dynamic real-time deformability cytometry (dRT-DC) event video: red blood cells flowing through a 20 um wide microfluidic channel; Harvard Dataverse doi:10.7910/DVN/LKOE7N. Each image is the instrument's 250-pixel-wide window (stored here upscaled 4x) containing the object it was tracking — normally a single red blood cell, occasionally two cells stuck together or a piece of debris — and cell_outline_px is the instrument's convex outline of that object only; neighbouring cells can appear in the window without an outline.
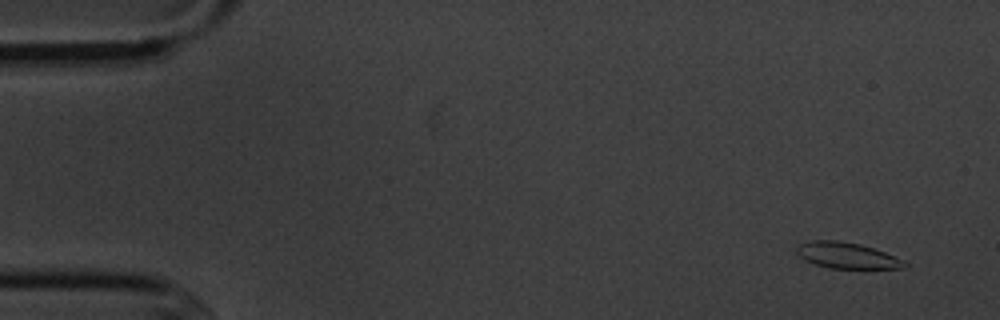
{"species": "common noctule bat (a hibernating species)", "species_latin": "Nyctalus noctula", "temperature_condition": "cold", "stored_images_in_passage": 6, "camera_frame_rate_fps": 3000, "um_per_image_px": 0.085, "animal": {"sex": "male", "body_mass_g": 20.1, "forearm_length_mm": 53.5}, "frame": {"image": 1, "passage_image": 1, "time_ms": 0.0, "image_size_px": [1000, 320], "cell_outline_px": [[908, 264], [904, 268], [828, 268], [804, 260], [796, 252], [796, 248], [800, 244], [812, 240], [836, 240], [860, 244], [884, 252], [904, 260]], "centroid_in_image_um": [71.97, 21.71], "position_along_channel_um": 13.0, "area_um2": 16.18}}